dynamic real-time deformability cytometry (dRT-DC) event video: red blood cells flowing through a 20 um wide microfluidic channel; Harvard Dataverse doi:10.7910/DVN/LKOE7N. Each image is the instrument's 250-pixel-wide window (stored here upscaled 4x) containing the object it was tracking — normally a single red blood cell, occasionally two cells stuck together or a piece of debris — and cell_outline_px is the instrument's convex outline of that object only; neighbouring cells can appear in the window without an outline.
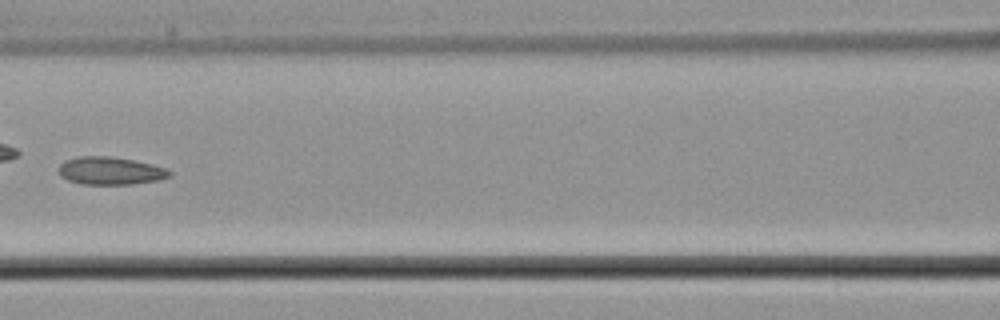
{"species": "common noctule bat (a hibernating species)", "species_latin": "Nyctalus noctula", "temperature_condition": "cold", "stored_images_in_passage": 7, "camera_frame_rate_fps": 3000, "um_per_image_px": 0.085, "animal": {"sex": "male", "body_mass_g": 21.5, "forearm_length_mm": 52.0}, "frame": {"image": 1, "passage_image": 7, "time_ms": 7.333, "image_size_px": [1000, 320], "cell_outline_px": [[172, 176], [160, 180], [132, 184], [80, 184], [68, 180], [60, 176], [60, 164], [64, 160], [76, 156], [112, 156], [152, 164], [168, 168], [172, 172]], "centroid_in_image_um": [9.41, 14.51], "position_along_channel_um": 157.2, "area_um2": 18.15}}